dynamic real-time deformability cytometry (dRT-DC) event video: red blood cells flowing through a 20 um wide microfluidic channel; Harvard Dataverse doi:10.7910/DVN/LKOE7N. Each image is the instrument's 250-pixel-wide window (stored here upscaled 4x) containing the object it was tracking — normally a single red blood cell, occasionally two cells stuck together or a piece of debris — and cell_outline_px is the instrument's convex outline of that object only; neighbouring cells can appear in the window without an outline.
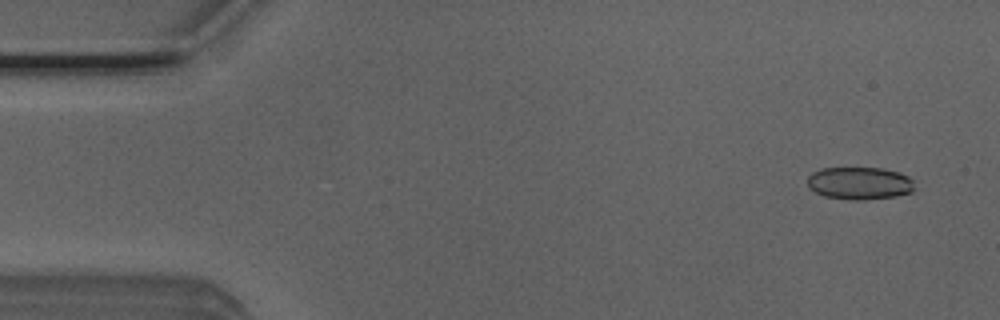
{"species": "Egyptian fruit bat (a non-hibernating species)", "species_latin": "Rousettus aegyptiacus", "temperature_condition": "room temperature", "stored_images_in_passage": 5, "camera_frame_rate_fps": 3000, "um_per_image_px": 0.085, "animal": {"sex": "male"}, "frame": {"image": 1, "passage_image": 1, "time_ms": 0.0, "image_size_px": [1000, 320], "cell_outline_px": [[912, 192], [896, 196], [864, 200], [848, 200], [824, 196], [808, 188], [808, 176], [812, 172], [820, 168], [884, 168], [908, 176], [912, 180]], "centroid_in_image_um": [73.02, 15.58], "position_along_channel_um": 12.0, "area_um2": 20.35}}